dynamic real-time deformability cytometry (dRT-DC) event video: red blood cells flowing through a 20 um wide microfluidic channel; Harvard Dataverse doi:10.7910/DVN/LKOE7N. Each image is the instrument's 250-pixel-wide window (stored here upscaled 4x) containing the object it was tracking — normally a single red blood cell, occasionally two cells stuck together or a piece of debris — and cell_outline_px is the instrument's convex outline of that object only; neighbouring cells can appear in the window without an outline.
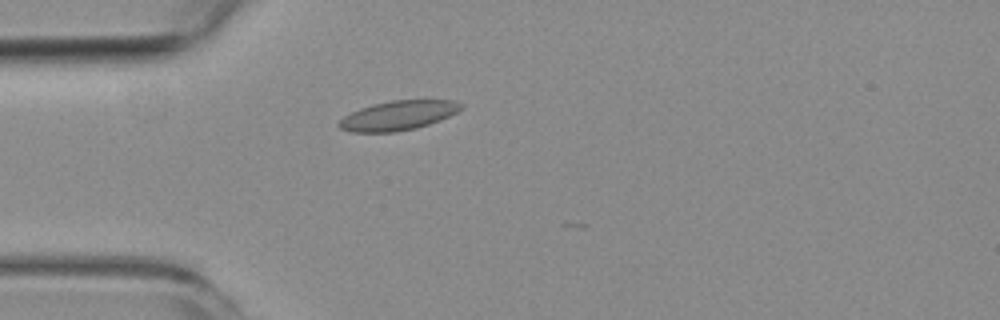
{"species": "common noctule bat (a hibernating species)", "species_latin": "Nyctalus noctula", "temperature_condition": "room temperature", "stored_images_in_passage": 5, "camera_frame_rate_fps": 3000, "um_per_image_px": 0.085, "animal": {"sex": "female", "body_mass_g": 19.3, "forearm_length_mm": 54.1}, "frame": {"image": 1, "passage_image": 4, "time_ms": 4.333, "image_size_px": [1000, 320], "cell_outline_px": [[464, 104], [456, 112], [448, 116], [428, 124], [416, 128], [396, 132], [352, 132], [340, 128], [336, 124], [344, 116], [360, 108], [372, 104], [392, 100], [456, 100]], "centroid_in_image_um": [33.82, 9.81], "position_along_channel_um": 51.2, "area_um2": 20.81}}